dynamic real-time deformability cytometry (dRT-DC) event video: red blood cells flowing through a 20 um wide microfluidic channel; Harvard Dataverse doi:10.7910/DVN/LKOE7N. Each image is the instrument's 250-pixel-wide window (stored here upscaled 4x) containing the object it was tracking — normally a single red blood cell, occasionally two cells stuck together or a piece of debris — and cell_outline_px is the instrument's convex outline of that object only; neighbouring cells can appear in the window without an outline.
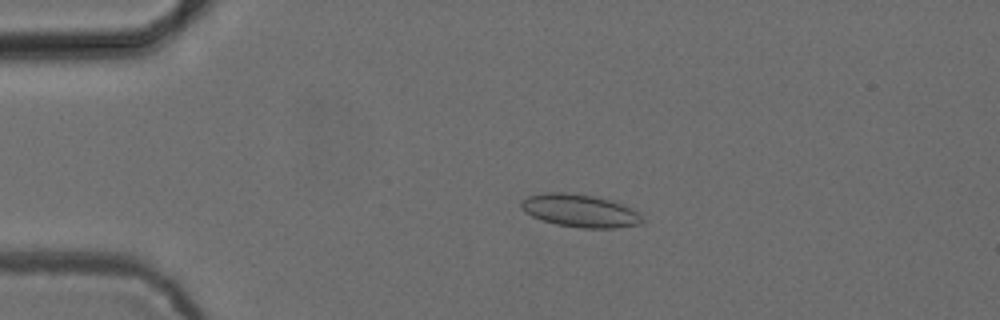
{"species": "common noctule bat (a hibernating species)", "species_latin": "Nyctalus noctula", "temperature_condition": "cold", "stored_images_in_passage": 52, "camera_frame_rate_fps": 3000, "um_per_image_px": 0.085, "animal": {"sex": "female", "body_mass_g": 24.6, "forearm_length_mm": 56.2}, "frame": {"image": 1, "passage_image": 11, "time_ms": 3.333, "image_size_px": [1000, 320], "cell_outline_px": [[644, 224], [616, 228], [580, 228], [556, 224], [532, 216], [524, 212], [520, 208], [520, 200], [528, 196], [544, 192], [568, 192], [596, 196], [612, 200], [636, 208], [644, 220]], "centroid_in_image_um": [49.34, 17.9], "position_along_channel_um": 35.7, "area_um2": 23.76}}
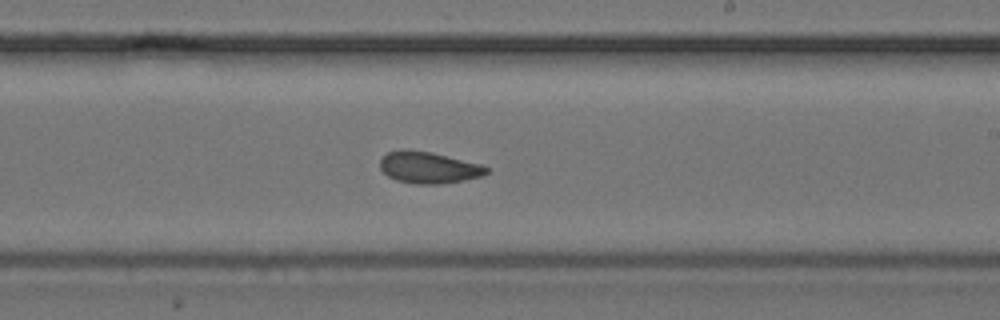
{"frame": {"image": 2, "passage_image": 31, "time_ms": 10.0, "image_size_px": [1000, 320], "cell_outline_px": [[488, 172], [484, 176], [464, 180], [440, 184], [412, 184], [396, 180], [388, 176], [380, 168], [380, 160], [388, 152], [404, 148], [432, 152], [480, 164], [488, 168]], "centroid_in_image_um": [36.42, 14.24], "position_along_channel_um": 252.6, "area_um2": 19.71}}
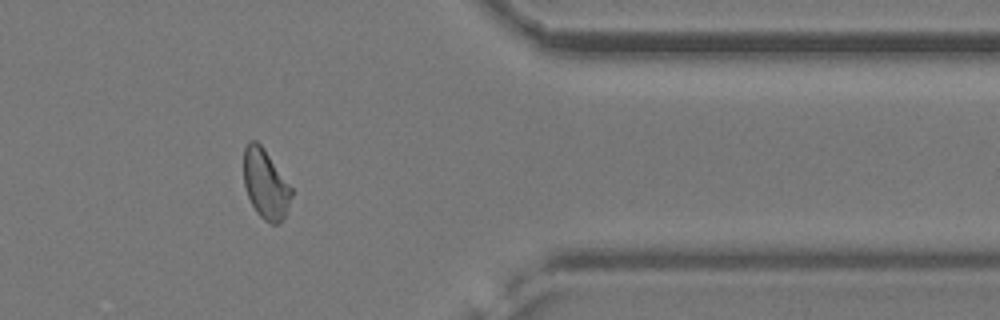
{"frame": {"image": 3, "passage_image": 43, "time_ms": 14.0, "image_size_px": [1000, 320], "cell_outline_px": [[292, 196], [284, 216], [280, 224], [272, 224], [264, 220], [256, 212], [248, 196], [244, 184], [244, 148], [248, 140], [256, 140], [264, 148], [292, 188]], "centroid_in_image_um": [22.56, 15.64], "position_along_channel_um": 388.8, "area_um2": 19.25}, "authors_computed_cell_mechanics": {"area_um2": 20.2878, "velocity_mm_per_s": 3.8734, "shape_relaxation_time_tau1_ms": null, "shape_relaxation_time_tau2_ms": 2.204, "deformation_change_tau1": null, "deformation_change_tau2": 0.0625}}